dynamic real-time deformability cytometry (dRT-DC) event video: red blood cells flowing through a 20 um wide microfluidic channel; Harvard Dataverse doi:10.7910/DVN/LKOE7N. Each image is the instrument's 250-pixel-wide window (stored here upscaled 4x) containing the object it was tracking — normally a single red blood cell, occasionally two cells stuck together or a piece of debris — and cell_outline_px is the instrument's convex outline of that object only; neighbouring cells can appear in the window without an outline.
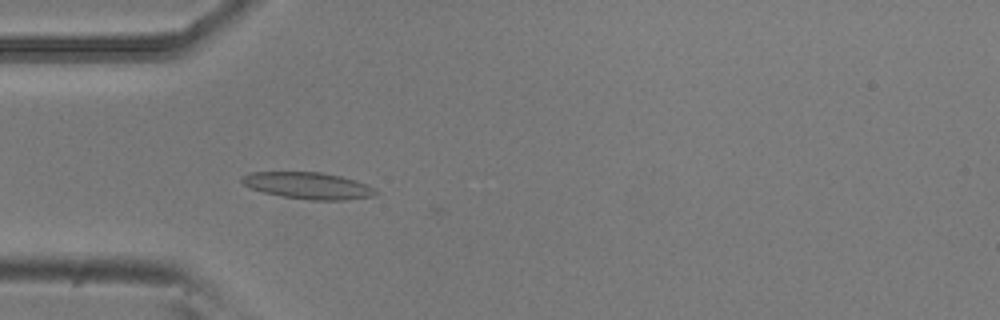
{"species": "common noctule bat (a hibernating species)", "species_latin": "Nyctalus noctula", "temperature_condition": "room temperature", "stored_images_in_passage": 53, "camera_frame_rate_fps": 3000, "um_per_image_px": 0.085, "animal": {"sex": "male", "body_mass_g": 20.5, "forearm_length_mm": 52.5}, "frame": {"image": 1, "passage_image": 15, "time_ms": 4.667, "image_size_px": [1000, 320], "cell_outline_px": [[380, 192], [372, 196], [348, 200], [312, 200], [284, 196], [264, 192], [252, 188], [244, 184], [240, 180], [244, 176], [252, 172], [320, 172], [340, 176], [356, 180], [376, 188]], "centroid_in_image_um": [26.26, 15.78], "position_along_channel_um": 58.7, "area_um2": 20.63}}
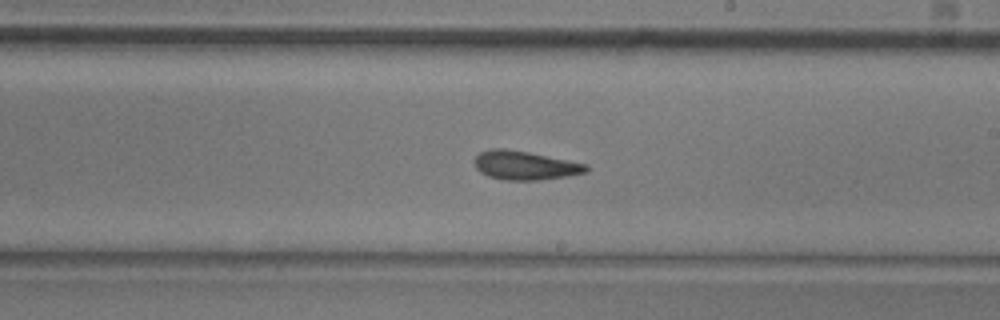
{"frame": {"image": 2, "passage_image": 30, "time_ms": 9.667, "image_size_px": [1000, 320], "cell_outline_px": [[588, 172], [568, 176], [540, 180], [504, 180], [488, 176], [480, 172], [476, 168], [472, 160], [480, 152], [488, 148], [504, 148], [528, 152], [588, 164]], "centroid_in_image_um": [44.59, 14.05], "position_along_channel_um": 244.4, "area_um2": 18.96}}
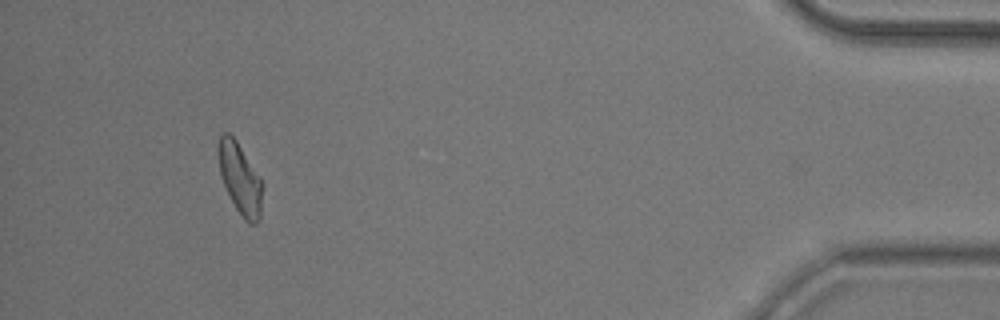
{"frame": {"image": 3, "passage_image": 49, "time_ms": 16.0, "image_size_px": [1000, 320], "cell_outline_px": [[264, 184], [260, 220], [256, 224], [252, 224], [244, 220], [236, 208], [224, 184], [220, 172], [216, 152], [216, 148], [220, 132], [228, 132], [236, 140]], "centroid_in_image_um": [20.4, 15.16], "position_along_channel_um": 414.8, "area_um2": 18.44}, "authors_computed_cell_mechanics": {"area_um2": 18.6694, "velocity_mm_per_s": 3.7409, "shape_relaxation_time_tau1_ms": null, "shape_relaxation_time_tau2_ms": 4.0331, "deformation_change_tau1": null, "deformation_change_tau2": 0.1104}}